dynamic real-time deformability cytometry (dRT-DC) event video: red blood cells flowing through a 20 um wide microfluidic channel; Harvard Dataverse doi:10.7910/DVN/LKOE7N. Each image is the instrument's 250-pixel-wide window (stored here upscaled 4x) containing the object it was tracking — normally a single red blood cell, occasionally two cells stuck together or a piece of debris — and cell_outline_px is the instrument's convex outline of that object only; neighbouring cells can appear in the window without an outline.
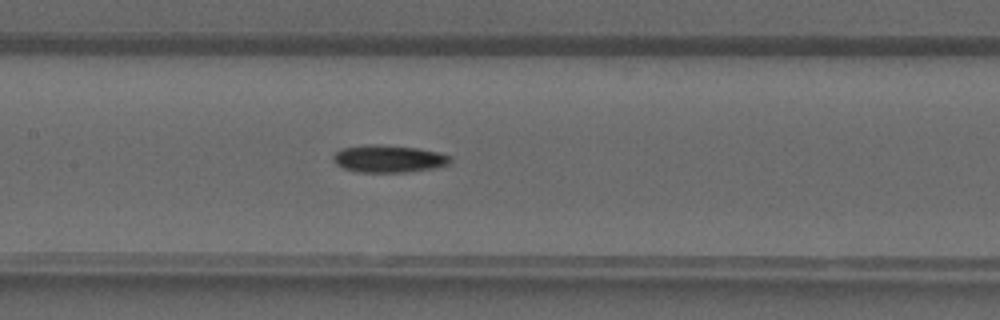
{"species": "common noctule bat (a hibernating species)", "species_latin": "Nyctalus noctula", "temperature_condition": "warm", "stored_images_in_passage": 27, "camera_frame_rate_fps": 3000, "um_per_image_px": 0.085, "animal": {"sex": "male", "forearm_length_mm": 52.5}, "frame": {"image": 1, "passage_image": 8, "time_ms": 2.333, "image_size_px": [1000, 320], "cell_outline_px": [[452, 160], [448, 164], [432, 168], [404, 172], [360, 172], [344, 168], [336, 164], [332, 160], [332, 156], [336, 152], [344, 148], [368, 144], [380, 144], [416, 148], [436, 152], [452, 156]], "centroid_in_image_um": [33.01, 13.49], "position_along_channel_um": 174.4, "area_um2": 18.5}}
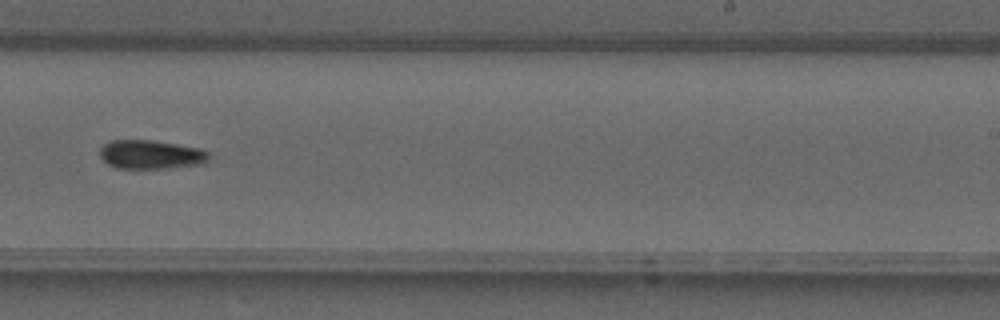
{"frame": {"image": 2, "passage_image": 14, "time_ms": 4.333, "image_size_px": [1000, 320], "cell_outline_px": [[212, 156], [204, 164], [168, 168], [116, 168], [108, 164], [100, 156], [100, 148], [104, 144], [112, 140], [152, 140], [200, 148], [208, 152]], "centroid_in_image_um": [12.86, 13.14], "position_along_channel_um": 276.1, "area_um2": 18.44}}
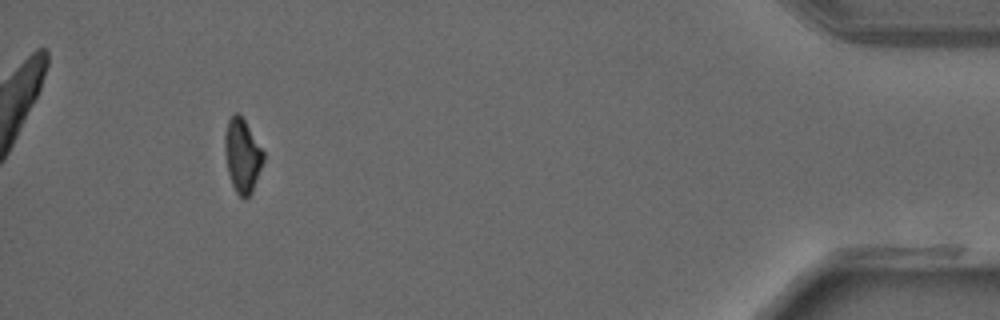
{"frame": {"image": 3, "passage_image": 26, "time_ms": 8.333, "image_size_px": [1000, 320], "cell_outline_px": [[264, 160], [252, 192], [244, 200], [236, 192], [232, 184], [228, 172], [224, 148], [224, 136], [228, 120], [236, 112], [244, 120], [264, 152]], "centroid_in_image_um": [20.59, 13.25], "position_along_channel_um": 414.6, "area_um2": 16.36}}